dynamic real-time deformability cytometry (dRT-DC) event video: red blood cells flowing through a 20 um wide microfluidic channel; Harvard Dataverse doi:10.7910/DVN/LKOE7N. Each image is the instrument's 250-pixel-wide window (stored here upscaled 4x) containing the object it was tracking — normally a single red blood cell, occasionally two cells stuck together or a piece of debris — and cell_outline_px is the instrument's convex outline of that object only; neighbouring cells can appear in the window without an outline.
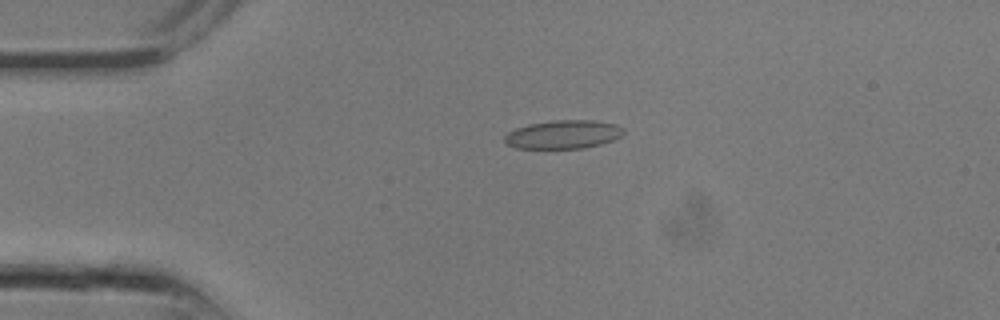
{"species": "common noctule bat (a hibernating species)", "species_latin": "Nyctalus noctula", "temperature_condition": "room temperature", "stored_images_in_passage": 3, "camera_frame_rate_fps": 3000, "um_per_image_px": 0.085, "animal": {"sex": "male", "body_mass_g": 13.3}, "frame": {"image": 1, "passage_image": 1, "time_ms": 0.0, "image_size_px": [1000, 320], "cell_outline_px": [[624, 132], [620, 136], [612, 140], [600, 144], [584, 148], [516, 148], [504, 144], [504, 136], [508, 132], [516, 128], [528, 124], [556, 120], [592, 120], [616, 124], [624, 128]], "centroid_in_image_um": [47.85, 11.43], "position_along_channel_um": 37.2, "area_um2": 19.77}}